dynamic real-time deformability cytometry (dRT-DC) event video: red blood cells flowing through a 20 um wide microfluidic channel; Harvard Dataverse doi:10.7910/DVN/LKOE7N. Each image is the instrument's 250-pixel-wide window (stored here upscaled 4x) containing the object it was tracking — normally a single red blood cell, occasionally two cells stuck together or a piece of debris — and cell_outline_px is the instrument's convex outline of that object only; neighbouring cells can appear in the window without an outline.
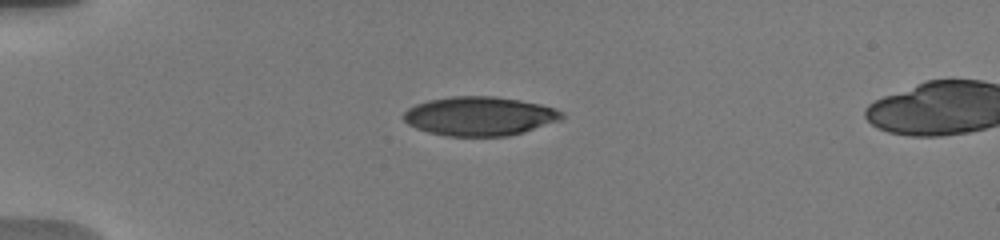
{"species": "human", "species_latin": "Homo sapiens", "temperature_condition": "warm", "stored_images_in_passage": 55, "camera_frame_rate_fps": 3000, "um_per_image_px": 0.085, "donor": {"sex": "male"}, "frame": {"image": 1, "passage_image": 1, "time_ms": 0.0, "image_size_px": [1000, 240], "cell_outline_px": [[564, 116], [560, 120], [524, 132], [508, 136], [448, 136], [428, 132], [416, 128], [408, 124], [404, 120], [404, 112], [408, 108], [416, 104], [428, 100], [452, 96], [492, 96], [520, 100], [540, 104], [556, 108], [564, 112]], "centroid_in_image_um": [40.78, 9.87], "position_along_channel_um": 44.2, "area_um2": 36.01}}
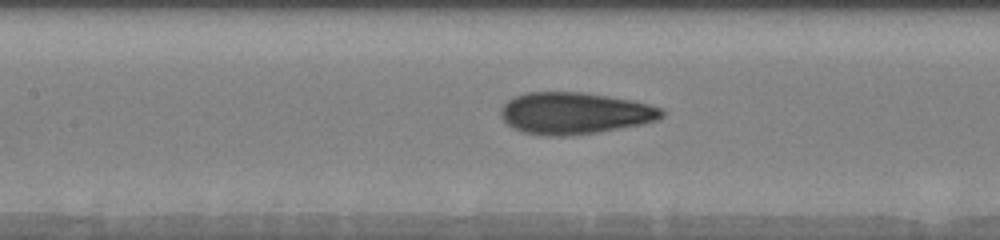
{"frame": {"image": 2, "passage_image": 17, "time_ms": 4.0, "image_size_px": [1000, 240], "cell_outline_px": [[664, 116], [656, 120], [640, 124], [596, 132], [564, 136], [552, 136], [524, 132], [508, 124], [500, 116], [500, 108], [508, 100], [516, 96], [528, 92], [584, 92], [632, 100], [664, 108]], "centroid_in_image_um": [48.85, 9.61], "position_along_channel_um": 158.5, "area_um2": 38.84}}
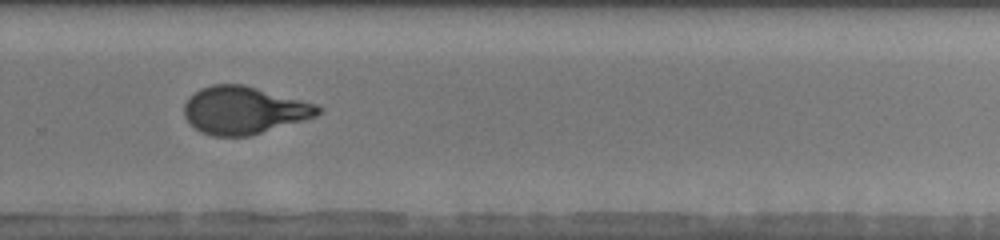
{"frame": {"image": 3, "passage_image": 33, "time_ms": 8.0, "image_size_px": [1000, 240], "cell_outline_px": [[324, 108], [316, 116], [304, 120], [248, 136], [212, 136], [200, 132], [184, 116], [184, 104], [188, 96], [200, 88], [212, 84], [244, 84], [316, 104]], "centroid_in_image_um": [20.71, 9.36], "position_along_channel_um": 309.1, "area_um2": 37.05}, "authors_computed_cell_mechanics": {"area_um2": 37.57, "velocity_mm_per_s": 3.7777, "shape_relaxation_time_tau1_ms": 6.2491, "shape_relaxation_time_tau2_ms": 0.8849, "deformation_change_tau1": 0.264, "deformation_change_tau2": 0.0766}}